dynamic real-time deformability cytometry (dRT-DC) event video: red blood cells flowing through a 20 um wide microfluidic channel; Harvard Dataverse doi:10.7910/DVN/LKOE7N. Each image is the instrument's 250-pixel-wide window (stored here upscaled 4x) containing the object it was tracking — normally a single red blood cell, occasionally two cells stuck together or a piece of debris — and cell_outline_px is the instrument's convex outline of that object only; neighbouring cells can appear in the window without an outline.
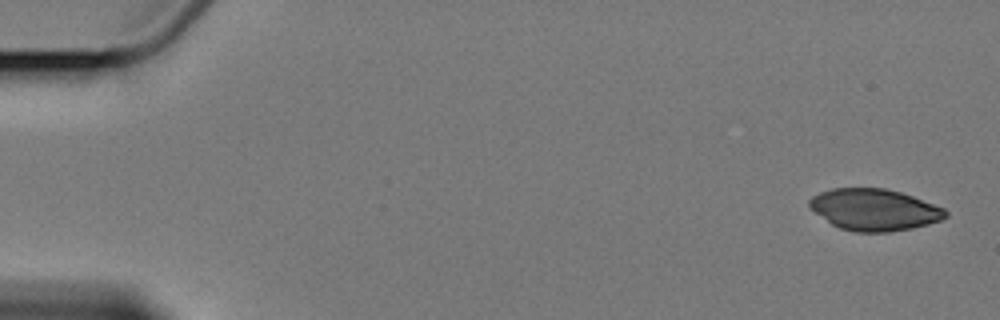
{"species": "Egyptian fruit bat (a non-hibernating species)", "species_latin": "Rousettus aegyptiacus", "temperature_condition": "cold", "stored_images_in_passage": 5, "camera_frame_rate_fps": 3000, "um_per_image_px": 0.085, "animal": {"sex": "female"}, "frame": {"image": 1, "passage_image": 1, "time_ms": 0.0, "image_size_px": [1000, 320], "cell_outline_px": [[948, 216], [940, 220], [928, 224], [912, 228], [888, 232], [856, 232], [840, 228], [832, 224], [808, 208], [808, 200], [812, 196], [820, 192], [832, 188], [884, 188], [900, 192], [912, 196], [944, 208], [948, 212]], "centroid_in_image_um": [74.29, 17.82], "position_along_channel_um": 10.7, "area_um2": 33.0}}